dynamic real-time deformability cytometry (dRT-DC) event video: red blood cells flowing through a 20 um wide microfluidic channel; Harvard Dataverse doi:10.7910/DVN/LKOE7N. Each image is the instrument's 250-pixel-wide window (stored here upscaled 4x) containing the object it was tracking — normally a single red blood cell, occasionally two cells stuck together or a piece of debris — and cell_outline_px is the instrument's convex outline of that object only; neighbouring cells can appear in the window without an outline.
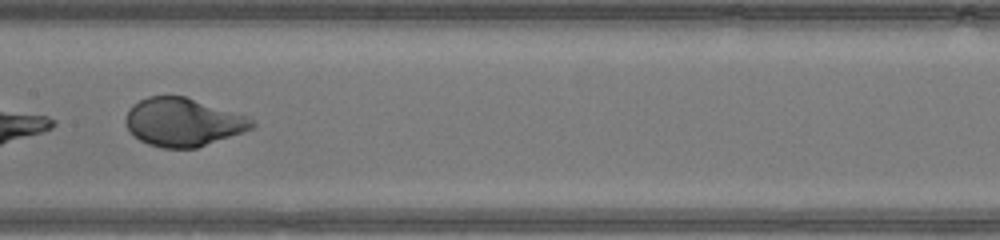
{"species": "human", "species_latin": "Homo sapiens", "temperature_condition": "warm", "stored_images_in_passage": 25, "segment_of_instrument_passage": [2, 2], "camera_frame_rate_fps": 3000, "um_per_image_px": 0.085, "donor": {"sex": "male"}, "frame": {"image": 1, "passage_image": 22, "time_ms": 7.0, "image_size_px": [1000, 240], "cell_outline_px": [[256, 124], [252, 128], [196, 148], [160, 148], [148, 144], [140, 140], [128, 128], [124, 120], [128, 108], [132, 104], [148, 96], [184, 96], [248, 116]], "centroid_in_image_um": [15.52, 10.37], "position_along_channel_um": 191.9, "area_um2": 35.2}}